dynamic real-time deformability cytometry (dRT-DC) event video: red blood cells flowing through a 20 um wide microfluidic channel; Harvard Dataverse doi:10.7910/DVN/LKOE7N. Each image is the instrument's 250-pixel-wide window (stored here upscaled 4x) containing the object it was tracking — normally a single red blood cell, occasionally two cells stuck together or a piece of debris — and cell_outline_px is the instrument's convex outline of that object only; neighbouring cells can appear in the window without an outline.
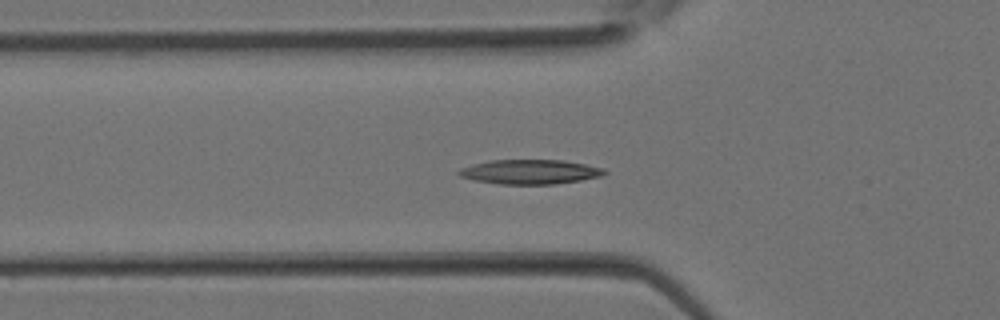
{"species": "Egyptian fruit bat (a non-hibernating species)", "species_latin": "Rousettus aegyptiacus", "temperature_condition": "room temperature", "stored_images_in_passage": 37, "segment_of_instrument_passage": [1, 2], "camera_frame_rate_fps": 3000, "um_per_image_px": 0.085, "animal": {"sex": "female"}, "frame": {"image": 1, "passage_image": 12, "time_ms": 3.667, "image_size_px": [1000, 320], "cell_outline_px": [[608, 172], [600, 176], [580, 180], [556, 184], [500, 184], [476, 180], [460, 176], [456, 172], [460, 168], [472, 164], [492, 160], [564, 160], [604, 168]], "centroid_in_image_um": [45.05, 14.6], "position_along_channel_um": 80.8, "area_um2": 20.69}}
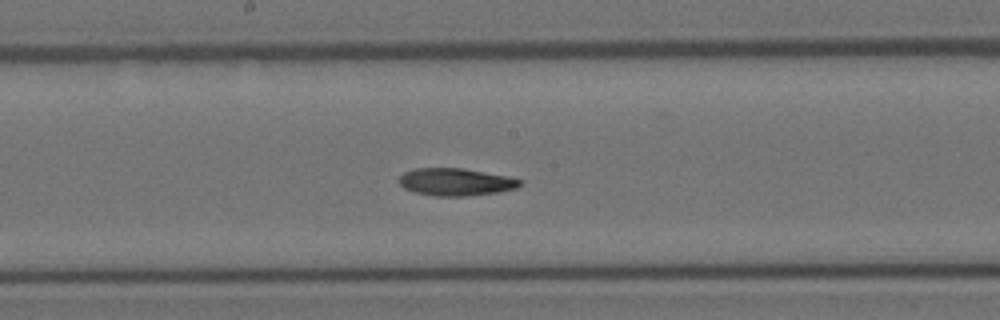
{"frame": {"image": 2, "passage_image": 19, "time_ms": 6.0, "image_size_px": [1000, 320], "cell_outline_px": [[524, 180], [516, 188], [496, 192], [468, 196], [436, 196], [416, 192], [404, 188], [400, 184], [400, 176], [404, 172], [416, 168], [464, 168], [508, 176]], "centroid_in_image_um": [38.76, 15.46], "position_along_channel_um": 209.4, "area_um2": 19.25}}
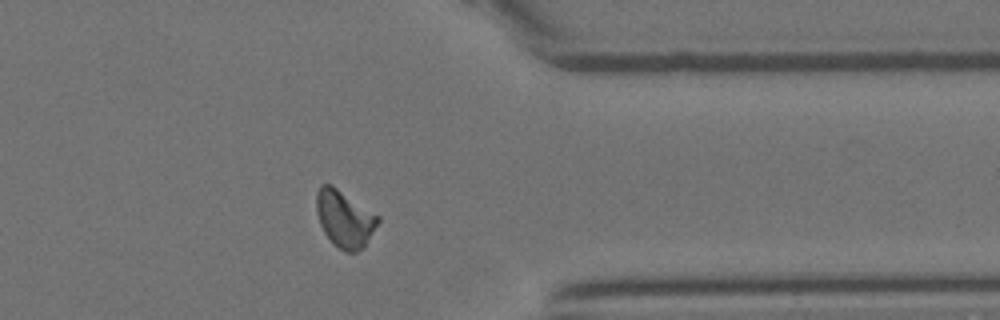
{"frame": {"image": 3, "passage_image": 29, "time_ms": 9.333, "image_size_px": [1000, 320], "cell_outline_px": [[380, 220], [364, 248], [356, 252], [344, 252], [332, 244], [324, 232], [320, 224], [316, 212], [316, 192], [320, 184], [332, 184], [380, 216]], "centroid_in_image_um": [29.28, 18.6], "position_along_channel_um": 382.1, "area_um2": 20.75}}